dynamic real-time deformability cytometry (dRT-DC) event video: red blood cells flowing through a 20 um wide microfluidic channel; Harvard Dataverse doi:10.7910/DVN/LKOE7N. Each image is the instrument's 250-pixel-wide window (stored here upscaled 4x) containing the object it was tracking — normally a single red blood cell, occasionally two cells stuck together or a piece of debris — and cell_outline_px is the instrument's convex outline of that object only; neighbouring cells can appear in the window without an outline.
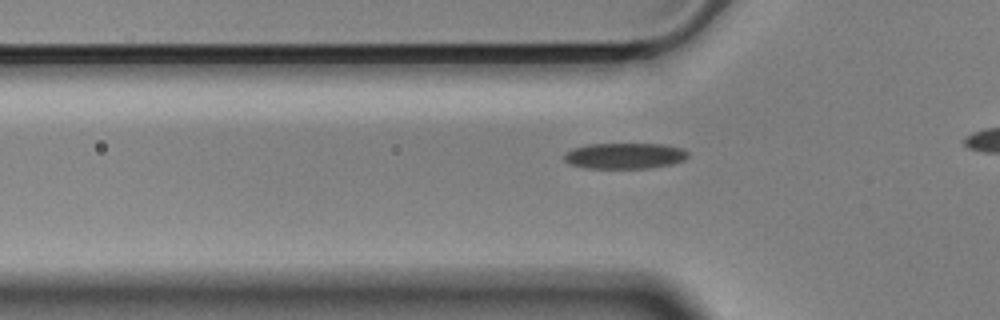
{"species": "Egyptian fruit bat (a non-hibernating species)", "species_latin": "Rousettus aegyptiacus", "temperature_condition": "cold", "stored_images_in_passage": 41, "camera_frame_rate_fps": 3000, "um_per_image_px": 0.085, "animal": {"sex": "male"}, "frame": {"image": 1, "passage_image": 13, "time_ms": 4.0, "image_size_px": [1000, 320], "cell_outline_px": [[688, 156], [684, 160], [672, 164], [648, 168], [588, 168], [572, 164], [564, 160], [564, 156], [572, 148], [588, 144], [664, 144], [684, 148], [688, 152]], "centroid_in_image_um": [53.15, 13.24], "position_along_channel_um": 72.7, "area_um2": 18.61}}
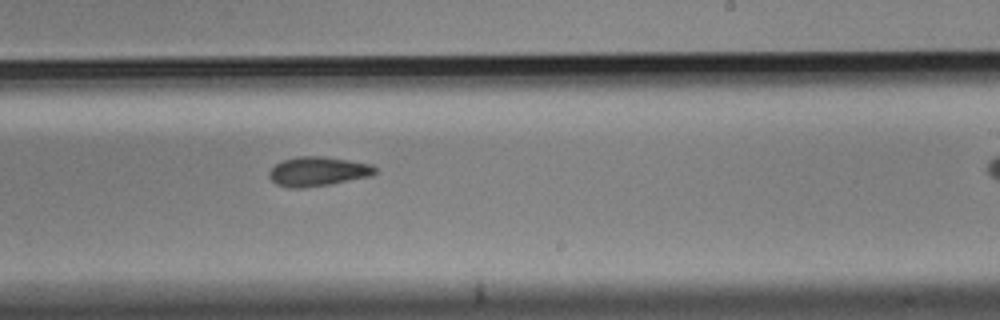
{"frame": {"image": 2, "passage_image": 29, "time_ms": 9.333, "image_size_px": [1000, 320], "cell_outline_px": [[376, 172], [372, 176], [328, 184], [300, 188], [288, 188], [276, 184], [268, 176], [268, 172], [280, 160], [300, 156], [324, 156], [372, 164], [376, 168]], "centroid_in_image_um": [27.0, 14.56], "position_along_channel_um": 262.0, "area_um2": 18.15}}
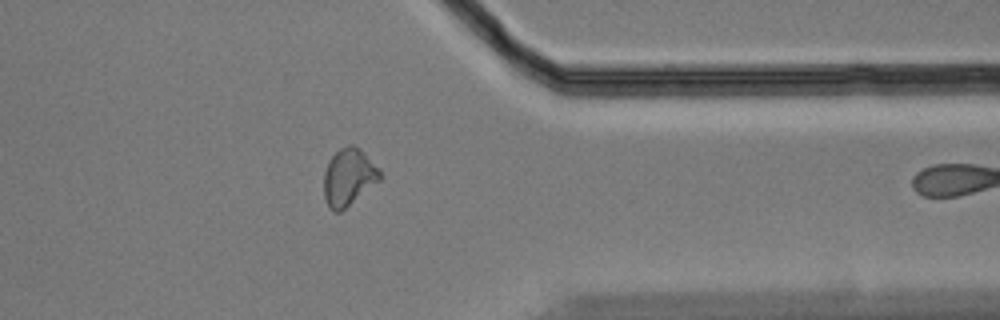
{"frame": {"image": 3, "passage_image": 40, "time_ms": 13.0, "image_size_px": [1000, 320], "cell_outline_px": [[380, 180], [340, 212], [332, 212], [328, 208], [324, 196], [324, 172], [328, 160], [340, 148], [348, 144], [352, 144], [360, 148], [364, 152], [380, 172]], "centroid_in_image_um": [29.59, 15.06], "position_along_channel_um": 381.8, "area_um2": 18.55}}